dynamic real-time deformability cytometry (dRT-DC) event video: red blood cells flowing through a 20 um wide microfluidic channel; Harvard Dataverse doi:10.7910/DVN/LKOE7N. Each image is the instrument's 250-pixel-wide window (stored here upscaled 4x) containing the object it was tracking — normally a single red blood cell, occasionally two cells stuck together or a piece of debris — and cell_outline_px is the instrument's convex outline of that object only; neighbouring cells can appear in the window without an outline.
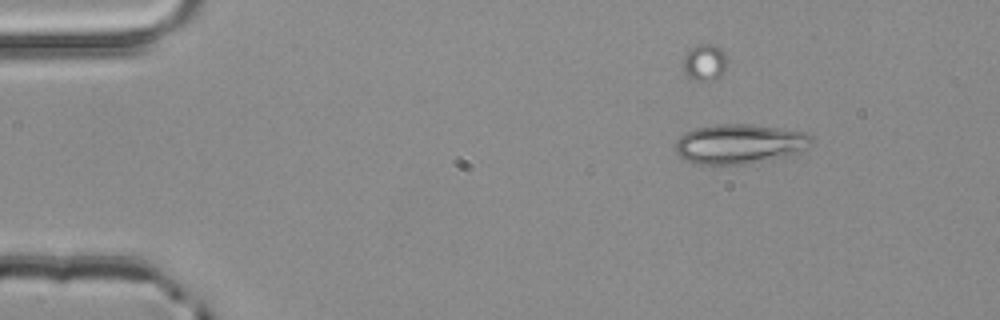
{"species": "common noctule bat (a hibernating species)", "species_latin": "Nyctalus noctula", "temperature_condition": "room temperature", "stored_images_in_passage": 2, "camera_frame_rate_fps": 3000, "um_per_image_px": 0.085, "animal": {"sex": "male", "body_mass_g": 20.4}, "frame": {"image": 1, "passage_image": 1, "time_ms": 0.0, "image_size_px": [1000, 320], "cell_outline_px": [[812, 144], [804, 148], [784, 156], [748, 164], [692, 164], [684, 160], [676, 152], [676, 140], [684, 132], [696, 128], [716, 124], [748, 124], [804, 132], [812, 136]], "centroid_in_image_um": [62.79, 12.23], "position_along_channel_um": 22.2, "area_um2": 31.21}}